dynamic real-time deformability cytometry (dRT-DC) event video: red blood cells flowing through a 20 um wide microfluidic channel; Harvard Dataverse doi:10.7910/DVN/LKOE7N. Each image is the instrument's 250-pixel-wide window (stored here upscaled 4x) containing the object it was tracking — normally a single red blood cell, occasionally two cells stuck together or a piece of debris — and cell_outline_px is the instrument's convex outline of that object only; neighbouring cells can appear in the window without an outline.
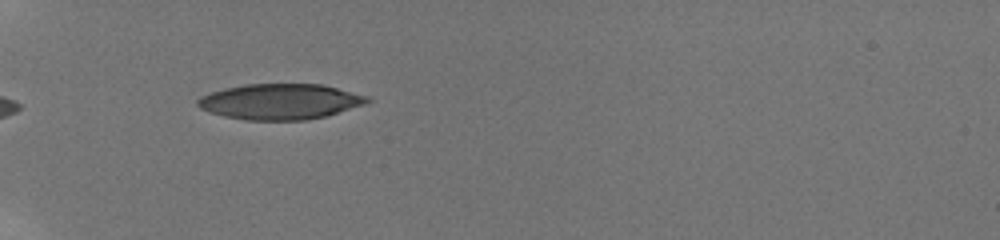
{"species": "human", "species_latin": "Homo sapiens", "temperature_condition": "room temperature", "stored_images_in_passage": 10, "camera_frame_rate_fps": 3000, "um_per_image_px": 0.085, "donor": {"sex": "male"}, "frame": {"image": 1, "passage_image": 1, "time_ms": 0.0, "image_size_px": [1000, 240], "cell_outline_px": [[372, 100], [368, 104], [328, 116], [304, 120], [244, 120], [224, 116], [200, 108], [196, 104], [196, 100], [200, 96], [224, 88], [244, 84], [320, 84], [368, 96]], "centroid_in_image_um": [23.84, 8.64], "position_along_channel_um": 61.2, "area_um2": 35.37}}